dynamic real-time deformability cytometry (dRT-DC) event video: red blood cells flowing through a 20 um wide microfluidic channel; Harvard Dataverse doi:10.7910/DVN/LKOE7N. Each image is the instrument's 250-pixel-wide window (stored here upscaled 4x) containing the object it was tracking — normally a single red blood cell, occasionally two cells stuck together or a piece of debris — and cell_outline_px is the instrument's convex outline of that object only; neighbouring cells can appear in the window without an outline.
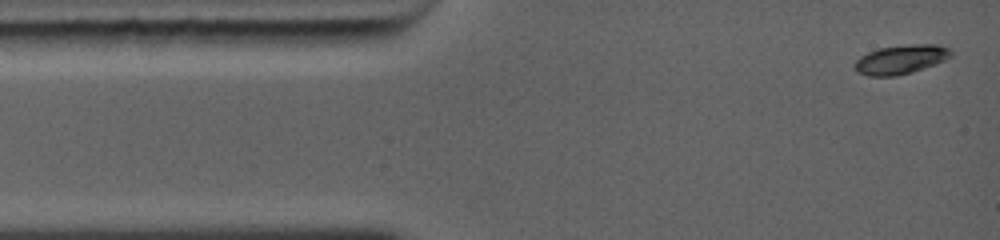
{"species": "common noctule bat (a hibernating species)", "species_latin": "Nyctalus noctula", "temperature_condition": "warm", "stored_images_in_passage": 11, "camera_frame_rate_fps": 5000, "um_per_image_px": 0.085, "animal": {"sex": "female", "body_mass_g": 19.0, "forearm_length_mm": 56.7}, "frame": {"image": 1, "passage_image": 1, "time_ms": 0.0, "image_size_px": [1000, 240], "cell_outline_px": [[952, 56], [944, 60], [908, 72], [892, 76], [872, 76], [860, 72], [852, 68], [852, 64], [860, 56], [868, 52], [880, 48], [908, 44], [936, 44], [952, 48]], "centroid_in_image_um": [76.55, 5.02], "position_along_channel_um": 8.4, "area_um2": 16.07}}
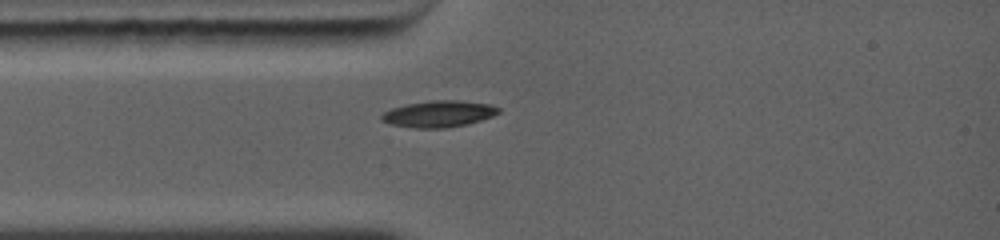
{"frame": {"image": 2, "passage_image": 8, "time_ms": 2.4, "image_size_px": [1000, 240], "cell_outline_px": [[500, 112], [492, 116], [480, 120], [464, 124], [440, 128], [420, 128], [392, 124], [384, 120], [380, 116], [384, 112], [392, 108], [408, 104], [432, 100], [460, 100], [488, 104], [500, 108]], "centroid_in_image_um": [37.32, 9.66], "position_along_channel_um": 47.7, "area_um2": 17.57}}
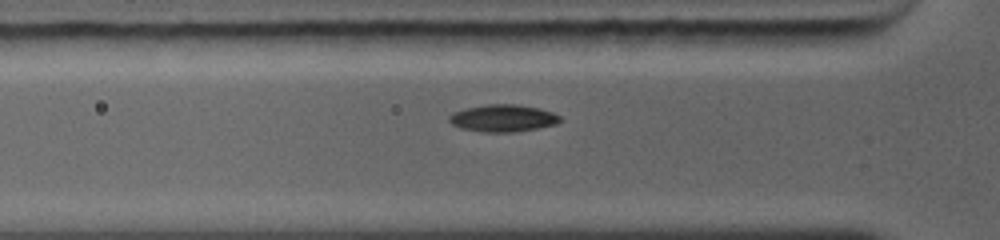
{"frame": {"image": 3, "passage_image": 10, "time_ms": 3.2, "image_size_px": [1000, 240], "cell_outline_px": [[560, 120], [552, 124], [536, 128], [508, 132], [484, 132], [464, 128], [452, 124], [448, 120], [448, 116], [456, 112], [468, 108], [488, 104], [516, 104], [540, 108], [552, 112], [560, 116]], "centroid_in_image_um": [42.74, 10.03], "position_along_channel_um": 83.1, "area_um2": 17.05}}